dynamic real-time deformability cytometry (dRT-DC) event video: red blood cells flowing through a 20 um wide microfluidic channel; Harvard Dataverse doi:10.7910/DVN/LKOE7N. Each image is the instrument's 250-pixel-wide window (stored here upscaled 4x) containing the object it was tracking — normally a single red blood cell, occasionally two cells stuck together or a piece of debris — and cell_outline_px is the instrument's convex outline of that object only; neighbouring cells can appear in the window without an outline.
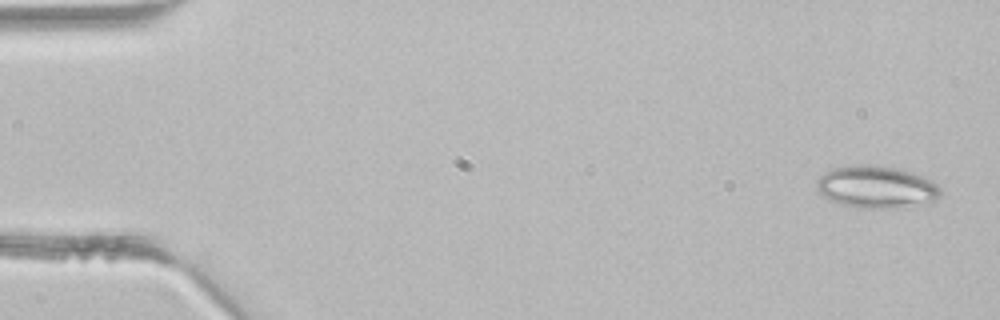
{"species": "common noctule bat (a hibernating species)", "species_latin": "Nyctalus noctula", "temperature_condition": "room temperature", "stored_images_in_passage": 4, "camera_frame_rate_fps": 3000, "um_per_image_px": 0.085, "animal": {"sex": "male", "body_mass_g": 21.5, "forearm_length_mm": 52.0}, "frame": {"image": 1, "passage_image": 1, "time_ms": 0.0, "image_size_px": [1000, 320], "cell_outline_px": [[940, 196], [932, 204], [904, 208], [860, 208], [840, 204], [828, 200], [820, 196], [816, 188], [816, 180], [824, 172], [832, 168], [848, 164], [868, 164], [896, 168], [912, 172], [932, 180], [940, 188]], "centroid_in_image_um": [74.48, 15.91], "position_along_channel_um": 10.5, "area_um2": 31.44}}